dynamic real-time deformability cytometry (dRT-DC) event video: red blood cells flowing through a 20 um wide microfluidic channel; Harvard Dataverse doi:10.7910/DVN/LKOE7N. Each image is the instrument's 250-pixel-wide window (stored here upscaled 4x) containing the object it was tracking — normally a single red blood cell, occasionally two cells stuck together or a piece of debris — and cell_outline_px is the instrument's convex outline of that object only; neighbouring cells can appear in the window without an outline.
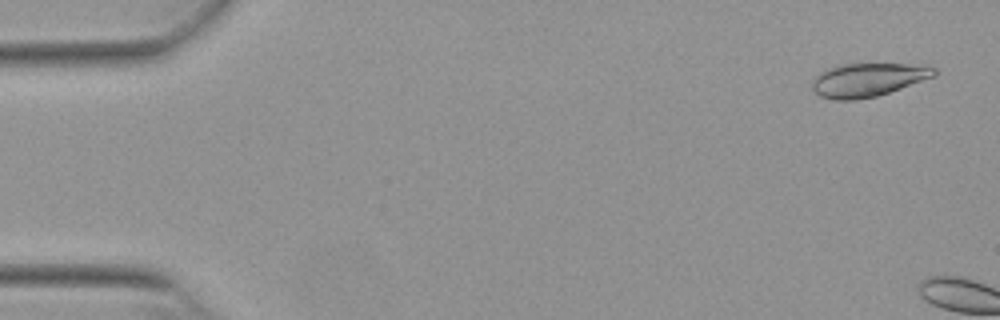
{"species": "Egyptian fruit bat (a non-hibernating species)", "species_latin": "Rousettus aegyptiacus", "temperature_condition": "warm", "stored_images_in_passage": 5, "camera_frame_rate_fps": 3000, "um_per_image_px": 0.085, "animal": {"sex": "female"}, "frame": {"image": 1, "passage_image": 2, "time_ms": 0.333, "image_size_px": [1000, 320], "cell_outline_px": [[936, 72], [932, 76], [900, 88], [876, 96], [856, 100], [832, 100], [820, 96], [812, 88], [812, 80], [824, 68], [836, 64], [908, 64], [936, 68]], "centroid_in_image_um": [73.66, 6.78], "position_along_channel_um": 11.3, "area_um2": 23.58}}